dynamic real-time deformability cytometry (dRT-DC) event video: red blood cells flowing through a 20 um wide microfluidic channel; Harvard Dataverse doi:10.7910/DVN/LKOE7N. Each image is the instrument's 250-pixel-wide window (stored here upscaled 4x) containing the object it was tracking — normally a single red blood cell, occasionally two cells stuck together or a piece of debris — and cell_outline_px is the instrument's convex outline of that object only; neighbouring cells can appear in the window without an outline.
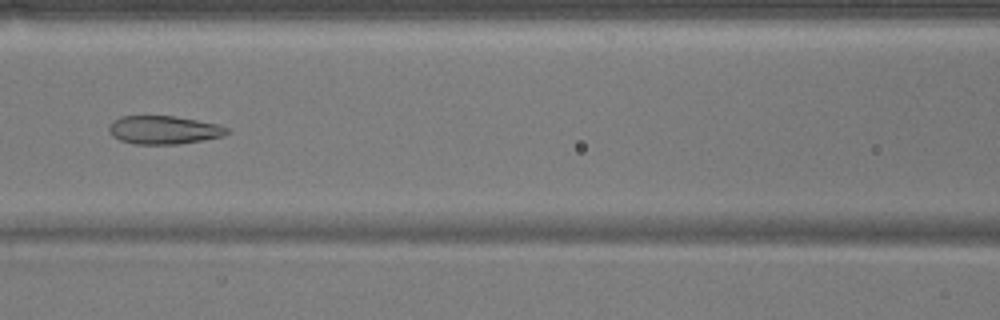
{"species": "common noctule bat (a hibernating species)", "species_latin": "Nyctalus noctula", "temperature_condition": "warm", "stored_images_in_passage": 52, "camera_frame_rate_fps": 3000, "um_per_image_px": 0.085, "animal": {"sex": "male", "body_mass_g": 17.9}, "frame": {"image": 1, "passage_image": 23, "time_ms": 7.333, "image_size_px": [1000, 320], "cell_outline_px": [[228, 132], [224, 136], [180, 144], [132, 144], [120, 140], [112, 136], [108, 132], [108, 124], [112, 120], [120, 116], [172, 116], [220, 124], [228, 128]], "centroid_in_image_um": [13.88, 11.04], "position_along_channel_um": 152.7, "area_um2": 19.65}}
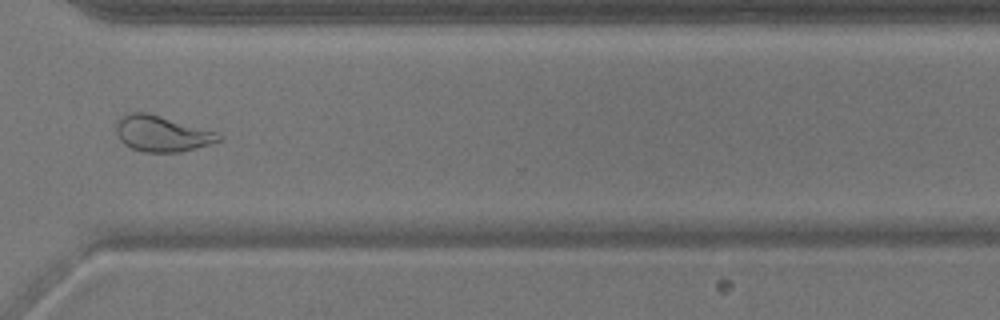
{"frame": {"image": 2, "passage_image": 39, "time_ms": 12.667, "image_size_px": [1000, 320], "cell_outline_px": [[224, 140], [180, 152], [144, 152], [132, 148], [124, 144], [120, 140], [116, 132], [116, 120], [120, 116], [128, 112], [148, 112], [220, 132], [224, 136]], "centroid_in_image_um": [13.79, 11.34], "position_along_channel_um": 356.8, "area_um2": 21.91}}
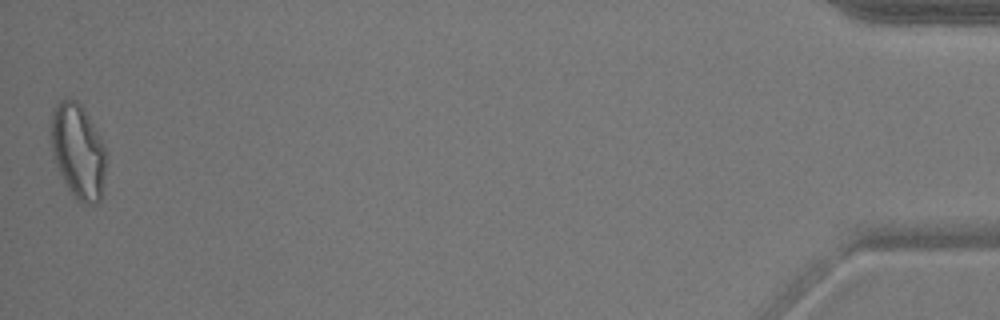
{"frame": {"image": 3, "passage_image": 52, "time_ms": 17.0, "image_size_px": [1000, 320], "cell_outline_px": [[104, 172], [100, 200], [96, 204], [80, 204], [68, 188], [52, 156], [52, 108], [60, 100], [68, 96], [76, 100], [80, 104], [104, 144]], "centroid_in_image_um": [6.61, 12.84], "position_along_channel_um": 428.6, "area_um2": 29.88}, "authors_computed_cell_mechanics": {"area_um2": 24.9407, "velocity_mm_per_s": 3.8333, "shape_relaxation_time_tau1_ms": null, "shape_relaxation_time_tau2_ms": 1.5158, "deformation_change_tau1": null, "deformation_change_tau2": 0.0842}}